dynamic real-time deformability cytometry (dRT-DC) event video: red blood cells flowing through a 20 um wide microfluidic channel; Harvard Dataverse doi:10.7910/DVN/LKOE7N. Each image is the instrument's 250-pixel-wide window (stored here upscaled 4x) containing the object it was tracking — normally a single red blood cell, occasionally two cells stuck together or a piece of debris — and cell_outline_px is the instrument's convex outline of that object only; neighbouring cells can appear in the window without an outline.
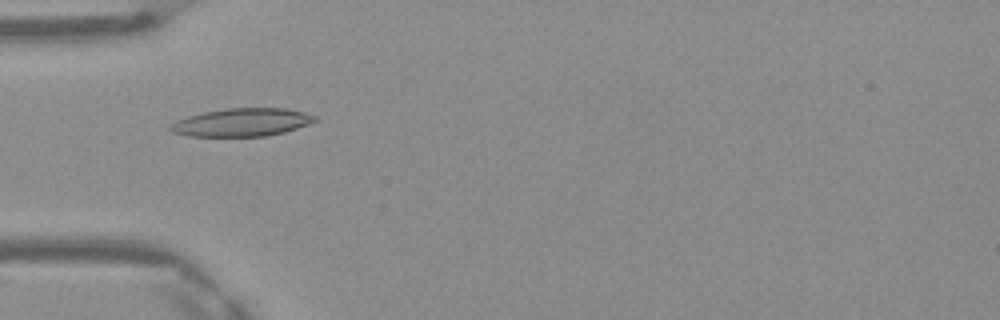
{"species": "Egyptian fruit bat (a non-hibernating species)", "species_latin": "Rousettus aegyptiacus", "temperature_condition": "warm", "stored_images_in_passage": 38, "camera_frame_rate_fps": 3000, "um_per_image_px": 0.085, "frame": {"image": 1, "passage_image": 5, "time_ms": 1.333, "image_size_px": [1000, 320], "cell_outline_px": [[316, 120], [308, 124], [284, 132], [264, 136], [188, 136], [172, 132], [168, 128], [168, 124], [176, 120], [188, 116], [204, 112], [228, 108], [284, 108], [304, 112], [316, 116]], "centroid_in_image_um": [20.51, 10.4], "position_along_channel_um": 64.5, "area_um2": 23.52}}
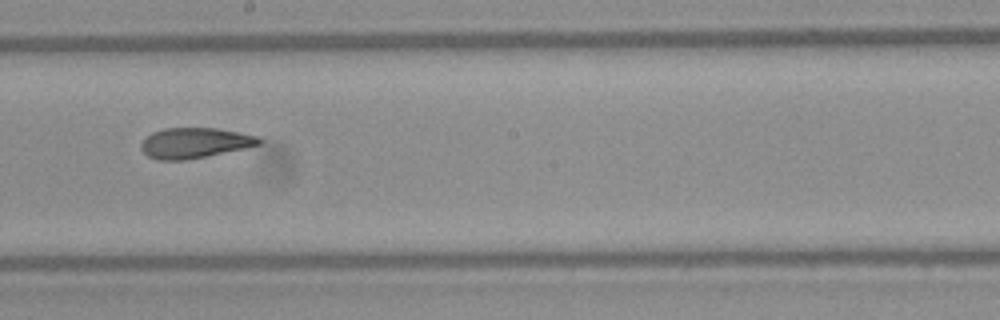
{"frame": {"image": 2, "passage_image": 17, "time_ms": 5.333, "image_size_px": [1000, 320], "cell_outline_px": [[264, 140], [260, 144], [244, 148], [184, 160], [156, 160], [148, 156], [140, 148], [140, 144], [152, 132], [164, 128], [216, 128], [240, 132], [256, 136]], "centroid_in_image_um": [16.53, 12.14], "position_along_channel_um": 231.7, "area_um2": 20.69}}
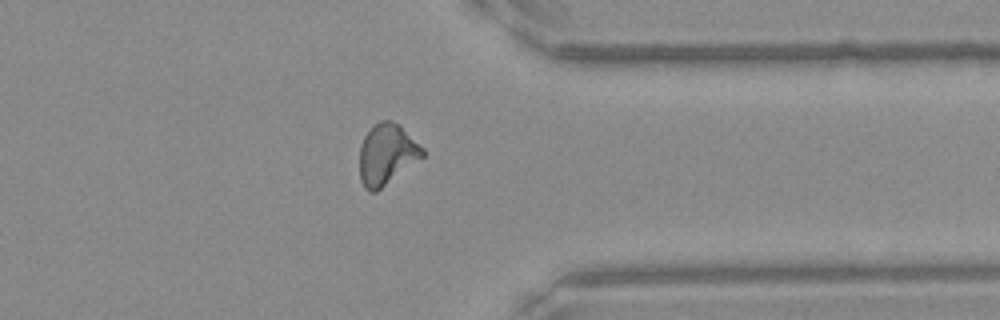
{"frame": {"image": 3, "passage_image": 28, "time_ms": 9.0, "image_size_px": [1000, 320], "cell_outline_px": [[424, 156], [376, 192], [368, 192], [364, 188], [360, 180], [360, 144], [364, 136], [380, 120], [392, 120], [400, 124], [424, 148]], "centroid_in_image_um": [32.87, 13.11], "position_along_channel_um": 378.5, "area_um2": 22.37}, "authors_computed_cell_mechanics": {"area_um2": 21.675, "velocity_mm_per_s": 4.1839, "shape_relaxation_time_tau1_ms": null, "shape_relaxation_time_tau2_ms": 2.8996, "deformation_change_tau1": null, "deformation_change_tau2": 0.102}}